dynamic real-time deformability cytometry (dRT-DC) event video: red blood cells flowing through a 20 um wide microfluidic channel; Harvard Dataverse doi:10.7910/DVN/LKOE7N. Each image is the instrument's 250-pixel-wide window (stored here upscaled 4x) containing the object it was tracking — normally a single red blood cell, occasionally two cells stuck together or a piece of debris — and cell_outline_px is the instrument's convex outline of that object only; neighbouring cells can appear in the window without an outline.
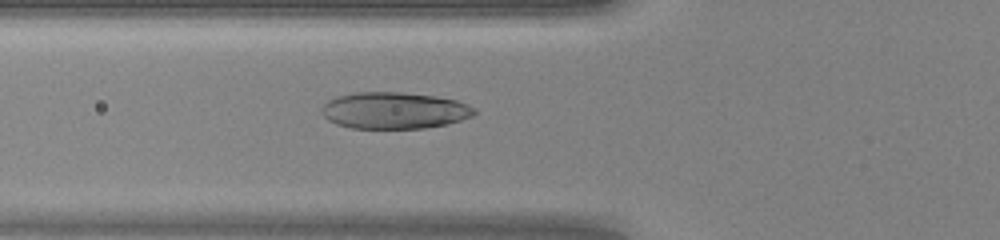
{"species": "human", "species_latin": "Homo sapiens", "temperature_condition": "warm", "stored_images_in_passage": 38, "camera_frame_rate_fps": 3000, "um_per_image_px": 0.085, "donor": {"sex": "female"}, "frame": {"image": 1, "passage_image": 8, "time_ms": 2.333, "image_size_px": [1000, 240], "cell_outline_px": [[476, 112], [472, 116], [448, 124], [424, 128], [352, 128], [336, 124], [328, 120], [320, 112], [320, 108], [328, 100], [336, 96], [356, 92], [400, 92], [436, 96], [456, 100], [468, 104], [476, 108]], "centroid_in_image_um": [33.5, 9.38], "position_along_channel_um": 92.3, "area_um2": 32.77}}
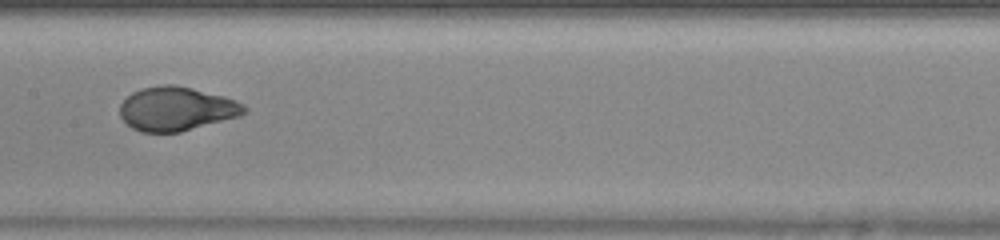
{"frame": {"image": 2, "passage_image": 15, "time_ms": 4.667, "image_size_px": [1000, 240], "cell_outline_px": [[248, 112], [240, 116], [180, 132], [140, 132], [132, 128], [120, 116], [120, 104], [132, 92], [140, 88], [160, 84], [172, 84], [192, 88], [224, 96], [236, 100], [244, 104], [248, 108]], "centroid_in_image_um": [15.02, 9.24], "position_along_channel_um": 192.4, "area_um2": 32.02}}
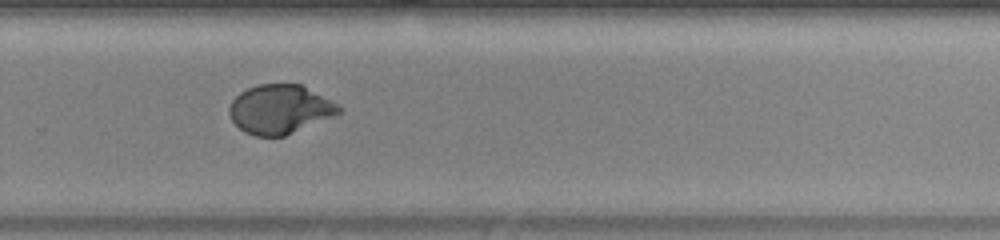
{"frame": {"image": 3, "passage_image": 23, "time_ms": 7.333, "image_size_px": [1000, 240], "cell_outline_px": [[344, 112], [336, 116], [284, 136], [256, 136], [244, 132], [232, 120], [228, 112], [228, 108], [232, 100], [240, 92], [248, 88], [260, 84], [300, 84], [340, 104], [344, 108]], "centroid_in_image_um": [23.84, 9.29], "position_along_channel_um": 306.0, "area_um2": 31.62}, "authors_computed_cell_mechanics": {"area_um2": 32.3102, "velocity_mm_per_s": 4.2708, "shape_relaxation_time_tau1_ms": 3.9295, "shape_relaxation_time_tau2_ms": null, "deformation_change_tau1": 0.2381, "deformation_change_tau2": null}}